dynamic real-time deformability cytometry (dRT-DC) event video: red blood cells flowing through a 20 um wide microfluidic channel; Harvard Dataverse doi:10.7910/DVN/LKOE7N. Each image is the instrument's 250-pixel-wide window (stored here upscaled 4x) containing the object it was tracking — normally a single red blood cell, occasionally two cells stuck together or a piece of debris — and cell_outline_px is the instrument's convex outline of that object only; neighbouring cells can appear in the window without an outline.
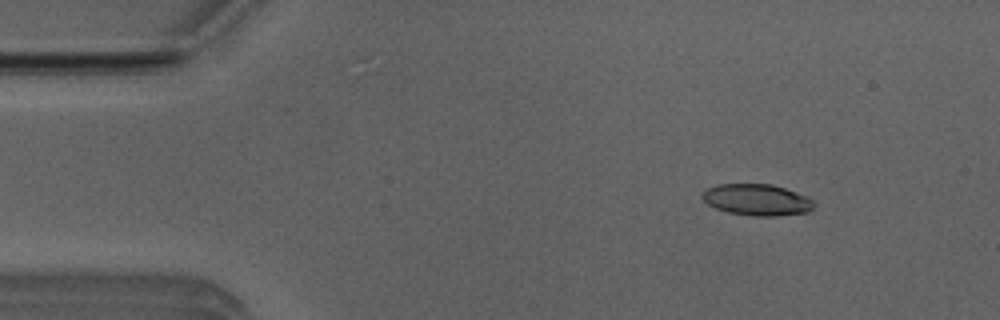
{"species": "Egyptian fruit bat (a non-hibernating species)", "species_latin": "Rousettus aegyptiacus", "temperature_condition": "room temperature", "stored_images_in_passage": 52, "camera_frame_rate_fps": 3000, "um_per_image_px": 0.085, "animal": {"sex": "male"}, "frame": {"image": 1, "passage_image": 7, "time_ms": 2.0, "image_size_px": [1000, 320], "cell_outline_px": [[816, 204], [808, 212], [776, 216], [752, 216], [728, 212], [716, 208], [708, 204], [700, 196], [700, 192], [716, 184], [772, 184], [784, 188], [804, 196], [812, 200]], "centroid_in_image_um": [64.29, 16.98], "position_along_channel_um": 20.7, "area_um2": 20.4}}
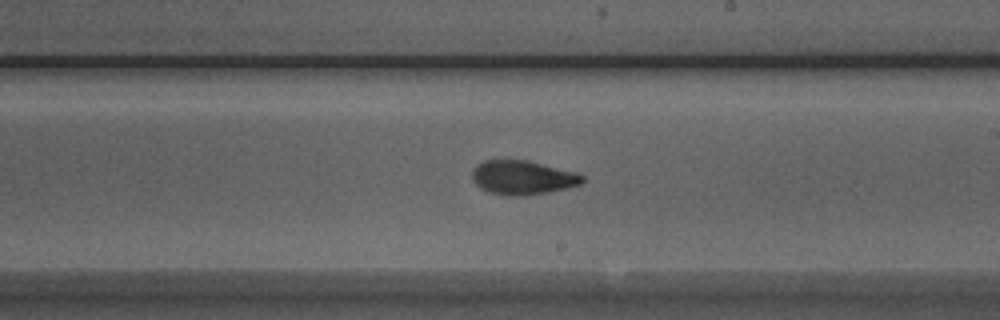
{"frame": {"image": 2, "passage_image": 30, "time_ms": 9.667, "image_size_px": [1000, 320], "cell_outline_px": [[584, 180], [580, 184], [548, 192], [524, 196], [508, 196], [488, 192], [480, 188], [472, 180], [472, 168], [476, 164], [484, 160], [528, 160], [576, 172], [584, 176]], "centroid_in_image_um": [44.38, 15.09], "position_along_channel_um": 244.6, "area_um2": 22.02}}
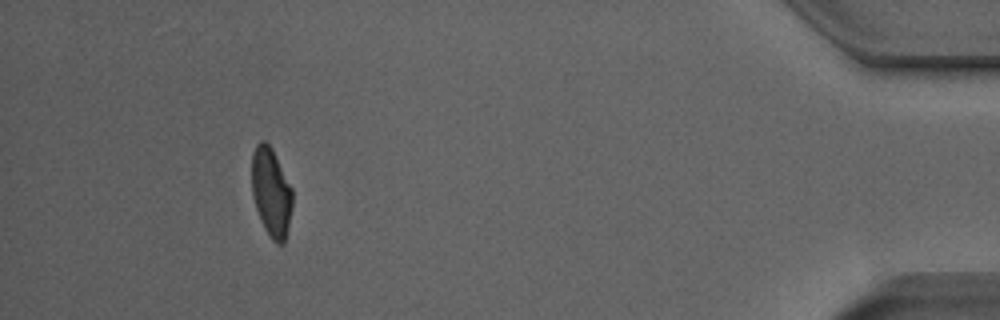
{"frame": {"image": 3, "passage_image": 48, "time_ms": 15.667, "image_size_px": [1000, 320], "cell_outline_px": [[292, 208], [288, 228], [284, 244], [276, 244], [272, 240], [264, 228], [260, 220], [252, 196], [252, 152], [256, 144], [260, 140], [264, 140], [272, 148], [292, 188]], "centroid_in_image_um": [23.04, 16.35], "position_along_channel_um": 412.2, "area_um2": 21.21}, "authors_computed_cell_mechanics": {"area_um2": 21.1259, "velocity_mm_per_s": 3.9341, "shape_relaxation_time_tau1_ms": 4.6553, "shape_relaxation_time_tau2_ms": 2.9007, "deformation_change_tau1": 0.179, "deformation_change_tau2": 0.096}}